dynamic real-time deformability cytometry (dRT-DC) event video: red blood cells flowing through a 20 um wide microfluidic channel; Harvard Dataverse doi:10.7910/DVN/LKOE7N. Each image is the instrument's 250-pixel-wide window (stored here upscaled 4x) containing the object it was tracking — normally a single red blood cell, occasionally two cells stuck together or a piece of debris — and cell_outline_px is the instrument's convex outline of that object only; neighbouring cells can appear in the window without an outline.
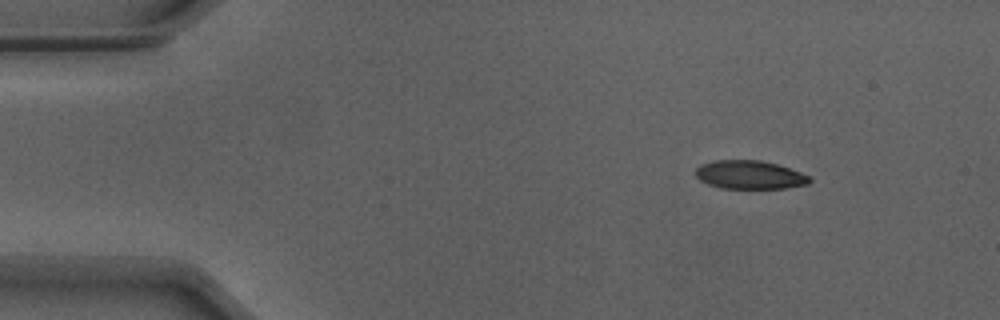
{"species": "Egyptian fruit bat (a non-hibernating species)", "species_latin": "Rousettus aegyptiacus", "temperature_condition": "warm", "stored_images_in_passage": 3, "camera_frame_rate_fps": 3000, "um_per_image_px": 0.085, "animal": {"sex": "male"}, "frame": {"image": 1, "passage_image": 1, "time_ms": 0.0, "image_size_px": [1000, 320], "cell_outline_px": [[812, 180], [808, 184], [784, 188], [720, 188], [708, 184], [700, 180], [696, 176], [696, 168], [700, 164], [712, 160], [760, 160], [776, 164], [800, 172], [808, 176]], "centroid_in_image_um": [63.68, 14.85], "position_along_channel_um": 21.3, "area_um2": 18.84}}